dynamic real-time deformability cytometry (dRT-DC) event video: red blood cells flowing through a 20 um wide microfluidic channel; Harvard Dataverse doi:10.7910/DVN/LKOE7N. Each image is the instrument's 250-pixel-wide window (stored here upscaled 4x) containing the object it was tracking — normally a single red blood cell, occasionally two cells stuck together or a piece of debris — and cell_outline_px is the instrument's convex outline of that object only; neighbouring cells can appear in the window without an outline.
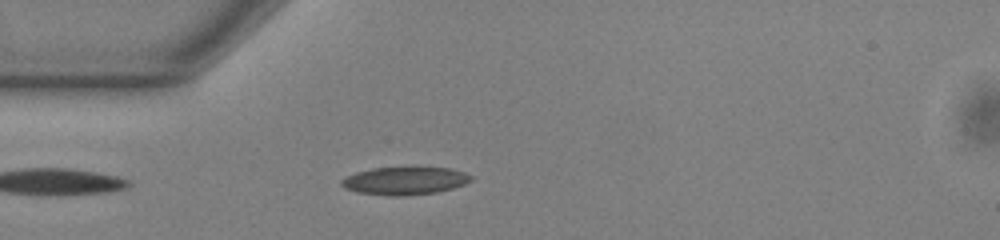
{"species": "common noctule bat (a hibernating species)", "species_latin": "Nyctalus noctula", "temperature_condition": "warm", "stored_images_in_passage": 39, "camera_frame_rate_fps": 3000, "um_per_image_px": 0.085, "animal": {"sex": "male", "body_mass_g": 13.0, "forearm_length_mm": 53.1}, "frame": {"image": 1, "passage_image": 1, "time_ms": 0.0, "image_size_px": [1000, 240], "cell_outline_px": [[472, 180], [464, 184], [452, 188], [436, 192], [404, 196], [388, 196], [356, 192], [344, 188], [340, 184], [340, 180], [344, 176], [356, 172], [372, 168], [408, 164], [416, 164], [452, 168], [464, 172], [472, 176]], "centroid_in_image_um": [34.39, 15.3], "position_along_channel_um": 50.6, "area_um2": 22.31}}
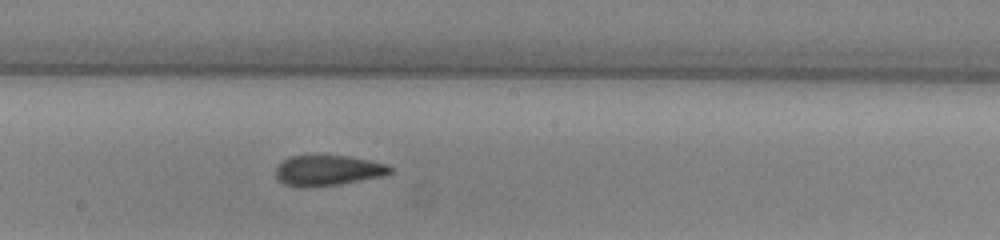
{"frame": {"image": 2, "passage_image": 15, "time_ms": 4.667, "image_size_px": [1000, 240], "cell_outline_px": [[392, 172], [380, 176], [340, 184], [308, 188], [300, 188], [284, 184], [276, 180], [276, 168], [288, 156], [348, 156], [388, 164], [392, 168]], "centroid_in_image_um": [27.82, 14.5], "position_along_channel_um": 220.4, "area_um2": 20.29}}
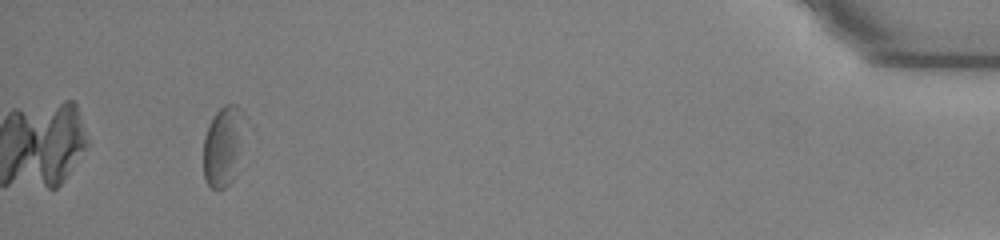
{"frame": {"image": 3, "passage_image": 36, "time_ms": 11.667, "image_size_px": [1000, 240], "cell_outline_px": [[248, 120], [236, 176], [224, 188], [212, 188], [208, 184], [204, 176], [204, 136], [216, 112], [224, 104], [236, 104], [248, 116]], "centroid_in_image_um": [19.06, 12.35], "position_along_channel_um": 416.1, "area_um2": 19.94}, "authors_computed_cell_mechanics": {"area_um2": 20.519, "velocity_mm_per_s": 3.8481, "shape_relaxation_time_tau1_ms": null, "shape_relaxation_time_tau2_ms": 3.7116, "deformation_change_tau1": null, "deformation_change_tau2": 0.1069}}